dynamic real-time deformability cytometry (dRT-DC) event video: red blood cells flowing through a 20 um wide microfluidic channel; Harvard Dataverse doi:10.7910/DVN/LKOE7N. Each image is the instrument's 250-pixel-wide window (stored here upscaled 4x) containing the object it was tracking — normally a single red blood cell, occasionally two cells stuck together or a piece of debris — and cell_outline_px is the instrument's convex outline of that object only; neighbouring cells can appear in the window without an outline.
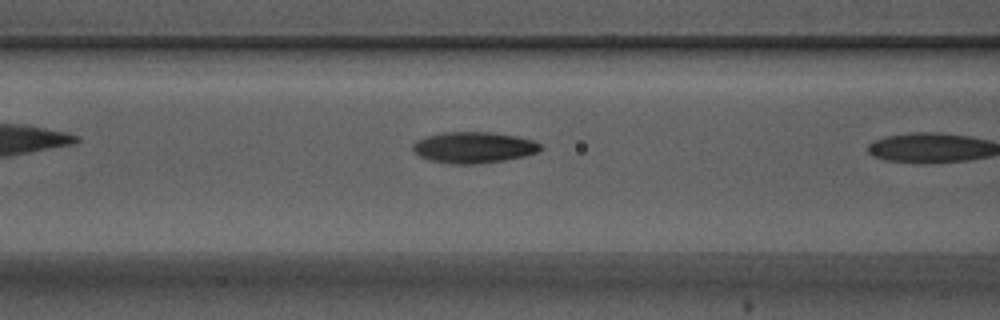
{"species": "Egyptian fruit bat (a non-hibernating species)", "species_latin": "Rousettus aegyptiacus", "temperature_condition": "warm", "stored_images_in_passage": 9, "camera_frame_rate_fps": 3000, "um_per_image_px": 0.085, "animal": {"sex": "male"}, "frame": {"image": 1, "passage_image": 8, "time_ms": 2.333, "image_size_px": [1000, 320], "cell_outline_px": [[544, 148], [540, 152], [524, 156], [504, 160], [476, 164], [452, 164], [428, 160], [420, 156], [412, 148], [412, 144], [416, 140], [428, 136], [444, 132], [488, 132], [516, 136], [532, 140], [540, 144]], "centroid_in_image_um": [40.28, 12.54], "position_along_channel_um": 126.3, "area_um2": 23.18}}